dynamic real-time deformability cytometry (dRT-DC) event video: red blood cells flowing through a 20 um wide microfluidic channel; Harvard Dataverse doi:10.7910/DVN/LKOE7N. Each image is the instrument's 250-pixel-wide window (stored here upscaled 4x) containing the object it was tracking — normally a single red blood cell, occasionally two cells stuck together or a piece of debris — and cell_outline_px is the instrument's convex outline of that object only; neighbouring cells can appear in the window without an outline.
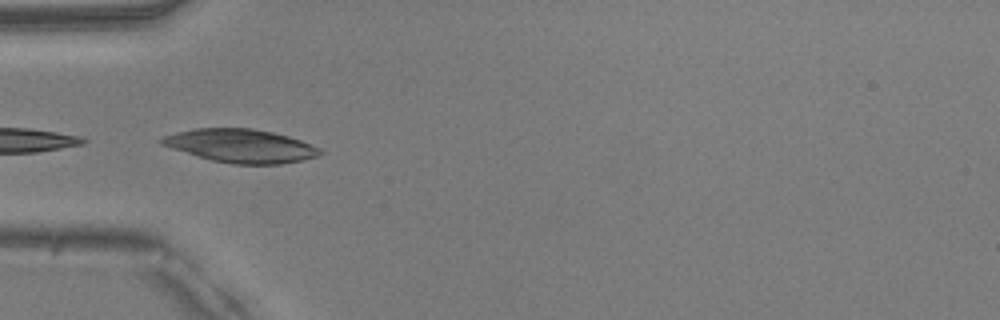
{"species": "common noctule bat (a hibernating species)", "species_latin": "Nyctalus noctula", "temperature_condition": "warm", "stored_images_in_passage": 35, "camera_frame_rate_fps": 3000, "um_per_image_px": 0.085, "animal": {"sex": "male", "body_mass_g": 20.5, "forearm_length_mm": 52.5}, "frame": {"image": 1, "passage_image": 14, "time_ms": 4.333, "image_size_px": [1000, 320], "cell_outline_px": [[324, 152], [316, 156], [304, 160], [280, 164], [232, 164], [212, 160], [172, 148], [160, 144], [156, 140], [164, 136], [176, 132], [196, 128], [252, 128], [272, 132], [288, 136], [300, 140], [320, 148]], "centroid_in_image_um": [20.46, 12.39], "position_along_channel_um": 64.5, "area_um2": 30.69}}